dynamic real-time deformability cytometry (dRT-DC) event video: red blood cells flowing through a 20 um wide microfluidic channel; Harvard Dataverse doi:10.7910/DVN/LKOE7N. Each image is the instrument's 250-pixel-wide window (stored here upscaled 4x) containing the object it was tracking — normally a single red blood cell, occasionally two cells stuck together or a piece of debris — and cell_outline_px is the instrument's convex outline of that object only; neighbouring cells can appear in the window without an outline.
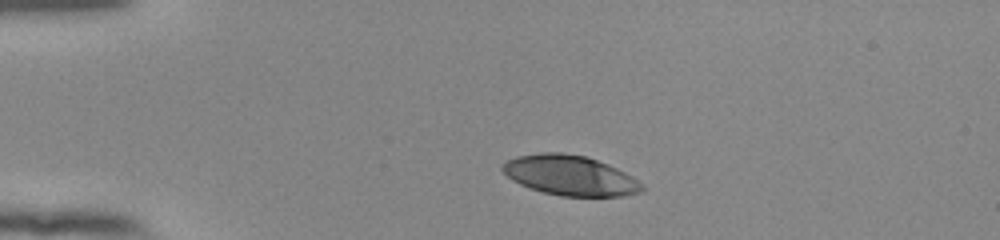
{"species": "human", "species_latin": "Homo sapiens", "temperature_condition": "room temperature", "stored_images_in_passage": 42, "camera_frame_rate_fps": 3000, "um_per_image_px": 0.085, "donor": {"sex": "female"}, "frame": {"image": 1, "passage_image": 1, "time_ms": 0.0, "image_size_px": [1000, 240], "cell_outline_px": [[644, 188], [640, 192], [620, 196], [560, 196], [544, 192], [520, 184], [512, 180], [500, 168], [504, 160], [516, 156], [540, 152], [560, 152], [588, 156], [608, 164], [632, 176]], "centroid_in_image_um": [48.41, 14.89], "position_along_channel_um": 36.6, "area_um2": 32.48}}
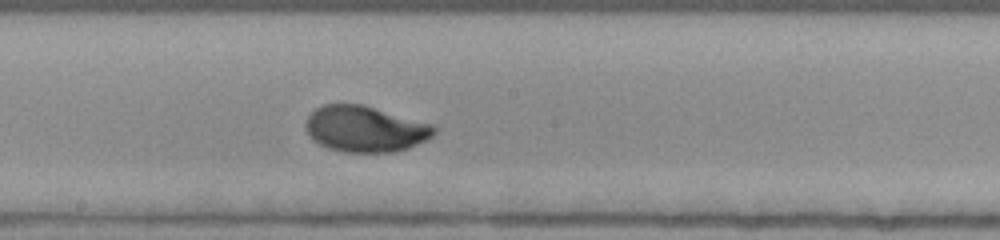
{"frame": {"image": 2, "passage_image": 19, "time_ms": 6.0, "image_size_px": [1000, 240], "cell_outline_px": [[436, 132], [432, 136], [408, 148], [396, 152], [344, 152], [328, 148], [312, 140], [304, 124], [308, 116], [316, 108], [324, 104], [360, 104], [432, 124], [436, 128]], "centroid_in_image_um": [31.01, 10.97], "position_along_channel_um": 217.2, "area_um2": 34.16}}
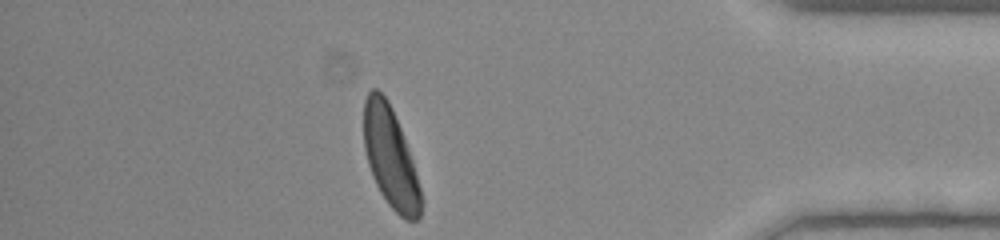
{"frame": {"image": 3, "passage_image": 36, "time_ms": 11.667, "image_size_px": [1000, 240], "cell_outline_px": [[424, 200], [420, 216], [416, 220], [404, 220], [388, 204], [380, 192], [372, 176], [368, 164], [364, 148], [364, 100], [368, 92], [372, 88], [376, 88], [388, 100], [392, 108], [400, 128], [412, 160]], "centroid_in_image_um": [33.19, 13.42], "position_along_channel_um": 402.0, "area_um2": 33.41}, "authors_computed_cell_mechanics": {"area_um2": 34.1309, "velocity_mm_per_s": 3.8545, "shape_relaxation_time_tau1_ms": 3.2174, "shape_relaxation_time_tau2_ms": null, "deformation_change_tau1": 0.1897, "deformation_change_tau2": null}}